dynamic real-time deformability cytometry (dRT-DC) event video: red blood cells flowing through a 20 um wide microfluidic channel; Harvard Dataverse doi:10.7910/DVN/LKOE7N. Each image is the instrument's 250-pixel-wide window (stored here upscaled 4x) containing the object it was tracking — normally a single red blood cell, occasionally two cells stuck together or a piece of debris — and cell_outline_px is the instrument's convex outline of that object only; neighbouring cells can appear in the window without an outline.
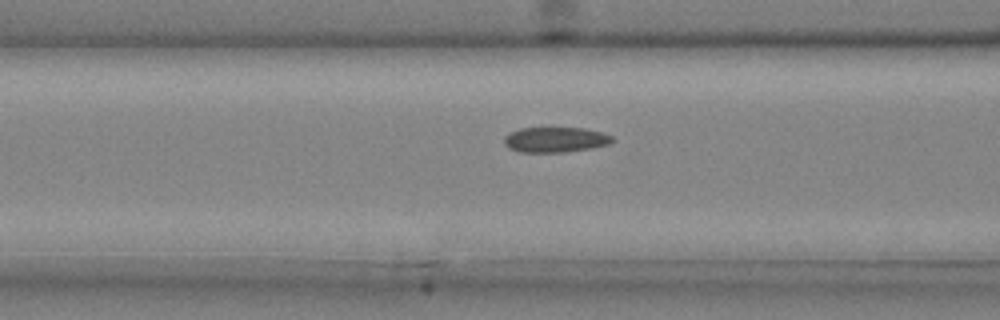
{"species": "common noctule bat (a hibernating species)", "species_latin": "Nyctalus noctula", "temperature_condition": "cold", "stored_images_in_passage": 34, "camera_frame_rate_fps": 3000, "um_per_image_px": 0.085, "animal": {"sex": "male", "body_mass_g": 20.4}, "frame": {"image": 1, "passage_image": 11, "time_ms": 3.333, "image_size_px": [1000, 320], "cell_outline_px": [[616, 140], [612, 144], [592, 148], [564, 152], [520, 152], [508, 148], [504, 144], [504, 136], [508, 132], [520, 128], [584, 128], [600, 132], [612, 136]], "centroid_in_image_um": [47.21, 11.87], "position_along_channel_um": 119.4, "area_um2": 16.13}}
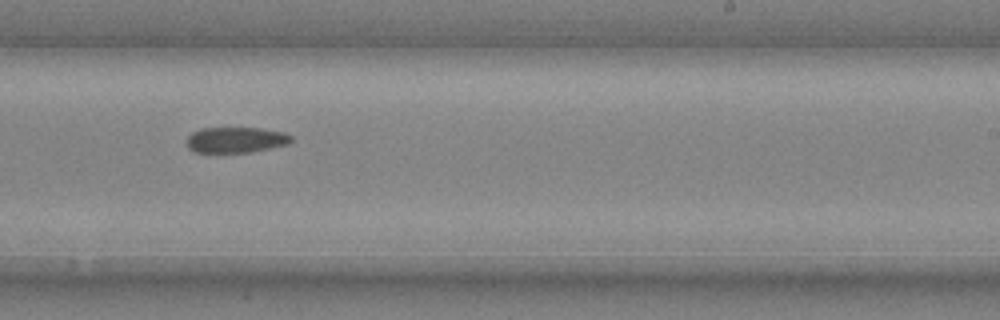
{"frame": {"image": 2, "passage_image": 21, "time_ms": 6.667, "image_size_px": [1000, 320], "cell_outline_px": [[292, 140], [288, 144], [252, 152], [196, 152], [188, 148], [188, 136], [192, 132], [200, 128], [260, 128], [284, 132], [292, 136]], "centroid_in_image_um": [20.06, 11.88], "position_along_channel_um": 268.9, "area_um2": 15.61}}
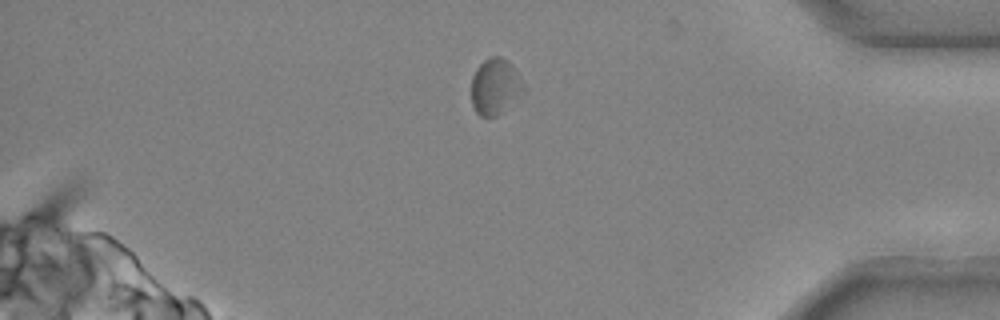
{"frame": {"image": 3, "passage_image": 31, "time_ms": 10.0, "image_size_px": [1000, 320], "cell_outline_px": [[524, 92], [496, 116], [480, 116], [476, 112], [472, 104], [472, 76], [476, 68], [484, 60], [492, 56], [500, 56], [508, 60], [512, 64], [520, 76], [524, 88]], "centroid_in_image_um": [42.09, 7.33], "position_along_channel_um": 393.1, "area_um2": 16.94}}